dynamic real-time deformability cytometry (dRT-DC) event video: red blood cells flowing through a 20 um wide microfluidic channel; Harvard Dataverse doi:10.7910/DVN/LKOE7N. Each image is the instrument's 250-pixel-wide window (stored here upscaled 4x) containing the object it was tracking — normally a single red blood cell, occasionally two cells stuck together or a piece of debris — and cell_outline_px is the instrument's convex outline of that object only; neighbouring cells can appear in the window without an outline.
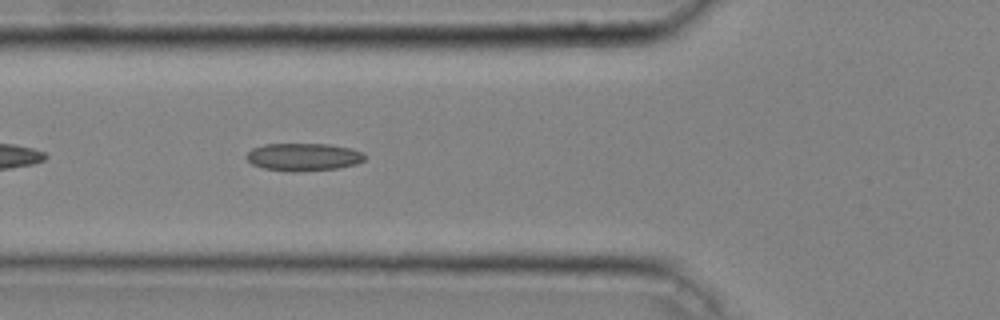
{"species": "common noctule bat (a hibernating species)", "species_latin": "Nyctalus noctula", "temperature_condition": "cold", "stored_images_in_passage": 34, "camera_frame_rate_fps": 3000, "um_per_image_px": 0.085, "animal": {"sex": "male", "body_mass_g": 20.4}, "frame": {"image": 1, "passage_image": 5, "time_ms": 1.333, "image_size_px": [1000, 320], "cell_outline_px": [[364, 160], [356, 164], [340, 168], [292, 172], [264, 168], [252, 164], [244, 156], [252, 148], [264, 144], [328, 144], [352, 148], [360, 152], [364, 156]], "centroid_in_image_um": [25.77, 13.34], "position_along_channel_um": 100.0, "area_um2": 19.07}}
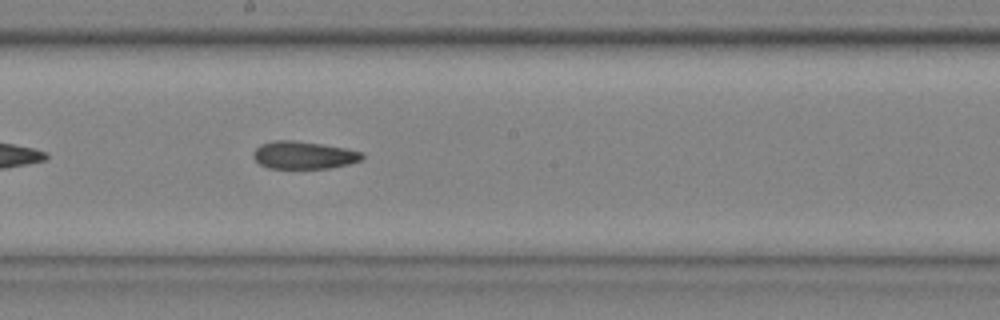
{"frame": {"image": 2, "passage_image": 14, "time_ms": 4.333, "image_size_px": [1000, 320], "cell_outline_px": [[364, 156], [360, 160], [348, 164], [328, 168], [268, 168], [260, 164], [252, 156], [252, 152], [260, 144], [276, 140], [292, 140], [320, 144], [344, 148], [364, 152]], "centroid_in_image_um": [25.79, 13.18], "position_along_channel_um": 222.4, "area_um2": 17.4}}
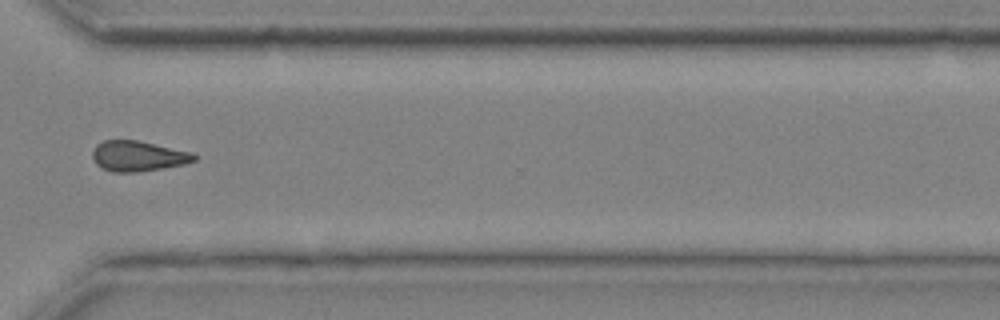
{"frame": {"image": 3, "passage_image": 24, "time_ms": 7.667, "image_size_px": [1000, 320], "cell_outline_px": [[196, 160], [184, 164], [140, 172], [112, 172], [96, 164], [92, 156], [92, 152], [96, 144], [104, 140], [136, 140], [192, 152], [196, 156]], "centroid_in_image_um": [11.72, 13.27], "position_along_channel_um": 358.9, "area_um2": 17.92}, "authors_computed_cell_mechanics": {"area_um2": 17.6001, "velocity_mm_per_s": 4.0727, "shape_relaxation_time_tau1_ms": null, "shape_relaxation_time_tau2_ms": 4.5825, "deformation_change_tau1": null, "deformation_change_tau2": 0.1273}}